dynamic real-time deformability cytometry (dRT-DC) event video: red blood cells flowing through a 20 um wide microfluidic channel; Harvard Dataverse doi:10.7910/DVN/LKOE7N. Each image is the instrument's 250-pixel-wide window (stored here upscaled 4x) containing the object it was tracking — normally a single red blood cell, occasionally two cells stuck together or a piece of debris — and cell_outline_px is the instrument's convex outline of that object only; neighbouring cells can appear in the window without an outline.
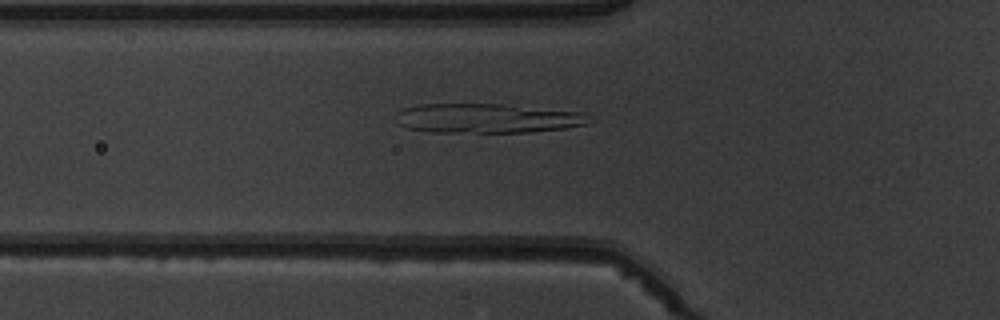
{"species": "common noctule bat (a hibernating species)", "species_latin": "Nyctalus noctula", "temperature_condition": "warm", "stored_images_in_passage": 7, "camera_frame_rate_fps": 3000, "um_per_image_px": 0.085, "animal": {"sex": "male", "body_mass_g": 19.5, "forearm_length_mm": 54.6}, "frame": {"image": 1, "passage_image": 7, "time_ms": 7.0, "image_size_px": [1000, 320], "cell_outline_px": [[584, 124], [568, 128], [528, 132], [432, 132], [408, 128], [396, 124], [396, 112], [404, 108], [420, 104], [504, 104], [584, 112]], "centroid_in_image_um": [41.31, 10.05], "position_along_channel_um": 84.5, "area_um2": 33.0}}